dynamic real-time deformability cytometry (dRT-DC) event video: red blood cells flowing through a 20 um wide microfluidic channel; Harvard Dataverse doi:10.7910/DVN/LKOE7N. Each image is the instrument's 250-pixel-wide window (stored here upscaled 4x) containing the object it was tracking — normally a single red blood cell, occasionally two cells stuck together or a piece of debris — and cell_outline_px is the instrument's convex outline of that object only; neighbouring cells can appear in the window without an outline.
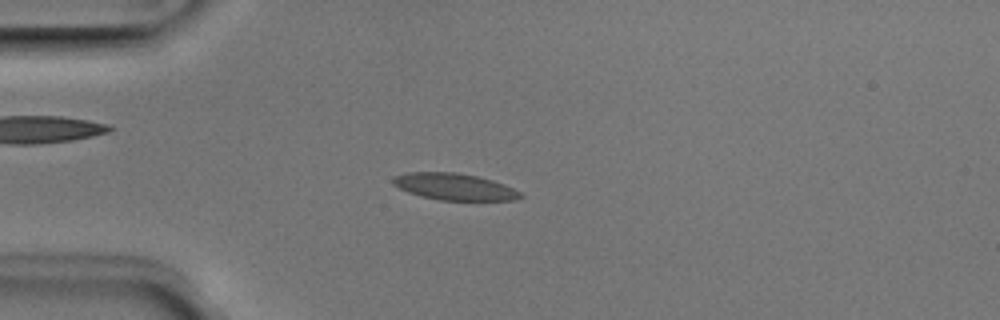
{"species": "Egyptian fruit bat (a non-hibernating species)", "species_latin": "Rousettus aegyptiacus", "temperature_condition": "room temperature", "stored_images_in_passage": 51, "camera_frame_rate_fps": 3000, "um_per_image_px": 0.085, "animal": {"sex": "male"}, "frame": {"image": 1, "passage_image": 13, "time_ms": 4.0, "image_size_px": [1000, 320], "cell_outline_px": [[524, 196], [516, 200], [440, 200], [408, 192], [392, 184], [392, 180], [396, 176], [408, 172], [456, 172], [476, 176], [492, 180], [504, 184], [520, 192]], "centroid_in_image_um": [38.64, 15.87], "position_along_channel_um": 46.4, "area_um2": 19.59}}
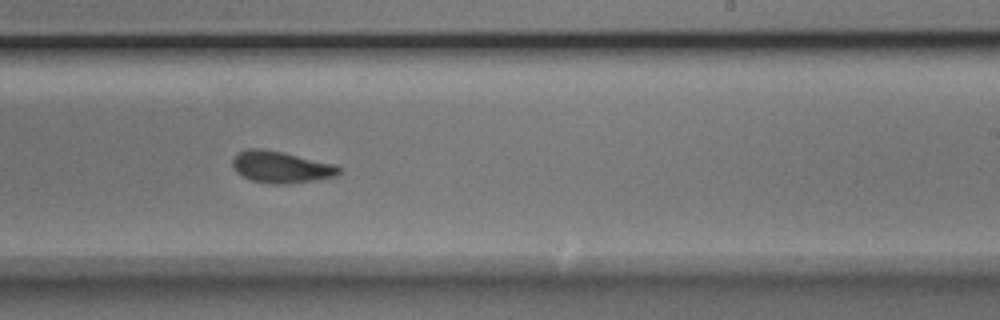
{"frame": {"image": 2, "passage_image": 31, "time_ms": 10.0, "image_size_px": [1000, 320], "cell_outline_px": [[344, 168], [336, 176], [288, 184], [272, 184], [252, 180], [236, 172], [232, 164], [232, 160], [240, 152], [248, 148], [264, 148], [284, 152], [336, 164]], "centroid_in_image_um": [23.92, 14.19], "position_along_channel_um": 265.1, "area_um2": 19.71}}
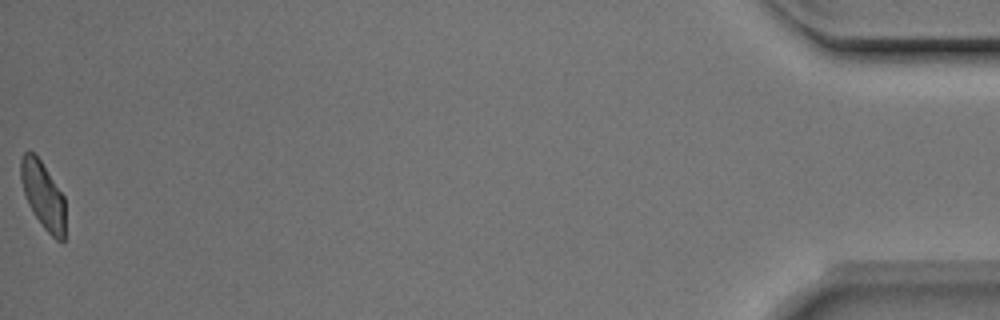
{"frame": {"image": 3, "passage_image": 51, "time_ms": 16.667, "image_size_px": [1000, 320], "cell_outline_px": [[64, 240], [56, 240], [44, 228], [32, 212], [28, 204], [20, 180], [20, 160], [24, 152], [28, 148], [36, 152], [64, 196]], "centroid_in_image_um": [3.62, 16.51], "position_along_channel_um": 431.6, "area_um2": 17.63}, "authors_computed_cell_mechanics": {"area_um2": 19.1896, "velocity_mm_per_s": 3.9521, "shape_relaxation_time_tau1_ms": 2.8673, "shape_relaxation_time_tau2_ms": 1.1224, "deformation_change_tau1": 0.1362, "deformation_change_tau2": 0.0766}}